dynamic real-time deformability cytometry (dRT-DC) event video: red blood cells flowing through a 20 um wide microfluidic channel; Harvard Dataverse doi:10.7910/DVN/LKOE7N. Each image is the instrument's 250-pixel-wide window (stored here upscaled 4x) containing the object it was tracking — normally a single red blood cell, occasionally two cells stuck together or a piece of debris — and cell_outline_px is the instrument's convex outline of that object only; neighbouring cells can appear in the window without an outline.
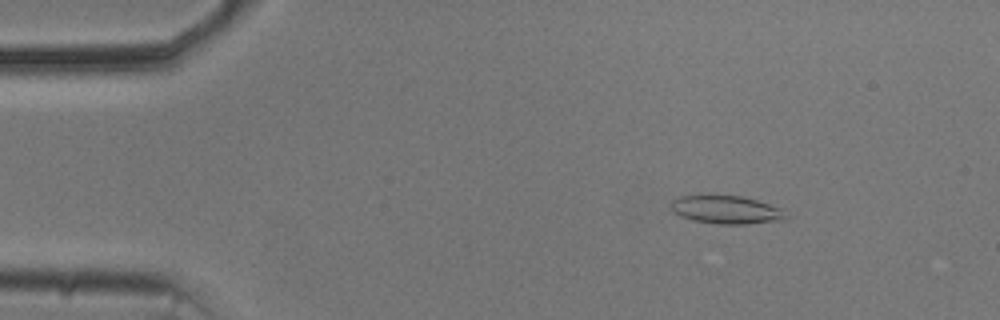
{"species": "common noctule bat (a hibernating species)", "species_latin": "Nyctalus noctula", "temperature_condition": "cold", "stored_images_in_passage": 49, "camera_frame_rate_fps": 3000, "um_per_image_px": 0.085, "animal": {"sex": "male", "body_mass_g": 20.5, "forearm_length_mm": 52.5}, "frame": {"image": 1, "passage_image": 3, "time_ms": 0.667, "image_size_px": [1000, 320], "cell_outline_px": [[788, 220], [744, 224], [716, 224], [692, 220], [680, 216], [672, 208], [672, 200], [680, 196], [740, 196], [756, 200], [784, 208], [788, 216]], "centroid_in_image_um": [61.83, 17.85], "position_along_channel_um": 23.2, "area_um2": 18.84}}
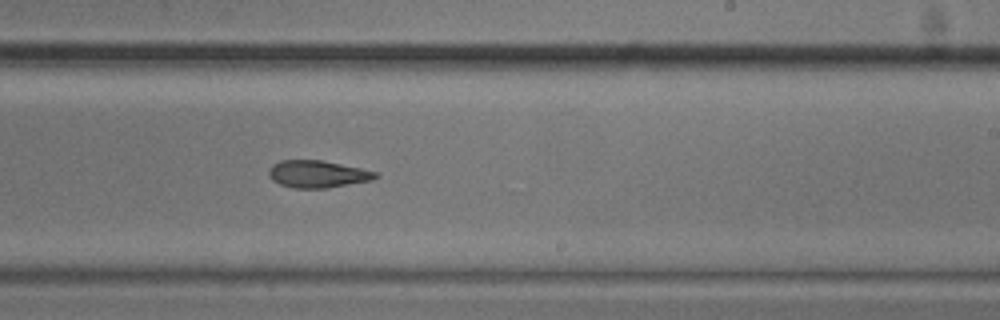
{"frame": {"image": 2, "passage_image": 28, "time_ms": 9.0, "image_size_px": [1000, 320], "cell_outline_px": [[380, 176], [372, 180], [328, 188], [292, 188], [280, 184], [272, 180], [268, 176], [268, 172], [272, 164], [280, 160], [320, 160], [360, 168], [376, 172]], "centroid_in_image_um": [26.97, 14.8], "position_along_channel_um": 262.0, "area_um2": 16.94}}
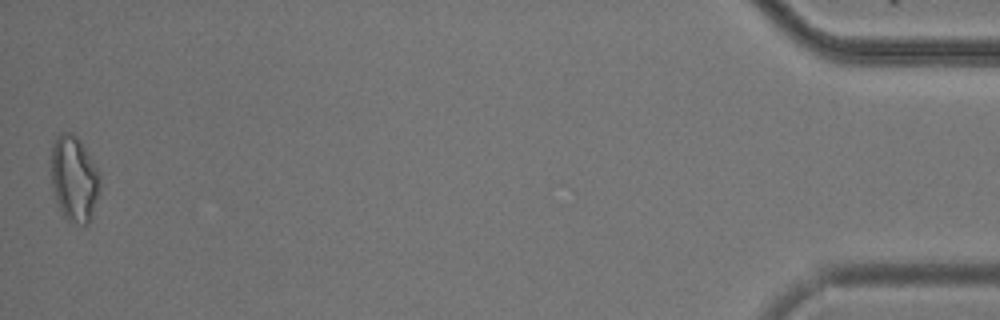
{"frame": {"image": 3, "passage_image": 49, "time_ms": 16.0, "image_size_px": [1000, 320], "cell_outline_px": [[100, 188], [92, 216], [88, 224], [84, 224], [68, 220], [64, 216], [56, 200], [52, 188], [52, 144], [56, 136], [60, 132], [72, 132], [80, 140], [100, 172]], "centroid_in_image_um": [6.31, 15.16], "position_along_channel_um": 428.9, "area_um2": 24.33}, "authors_computed_cell_mechanics": {"area_um2": 18.3226, "velocity_mm_per_s": 3.7164, "shape_relaxation_time_tau1_ms": null, "shape_relaxation_time_tau2_ms": 5.5627, "deformation_change_tau1": null, "deformation_change_tau2": 0.1408}}